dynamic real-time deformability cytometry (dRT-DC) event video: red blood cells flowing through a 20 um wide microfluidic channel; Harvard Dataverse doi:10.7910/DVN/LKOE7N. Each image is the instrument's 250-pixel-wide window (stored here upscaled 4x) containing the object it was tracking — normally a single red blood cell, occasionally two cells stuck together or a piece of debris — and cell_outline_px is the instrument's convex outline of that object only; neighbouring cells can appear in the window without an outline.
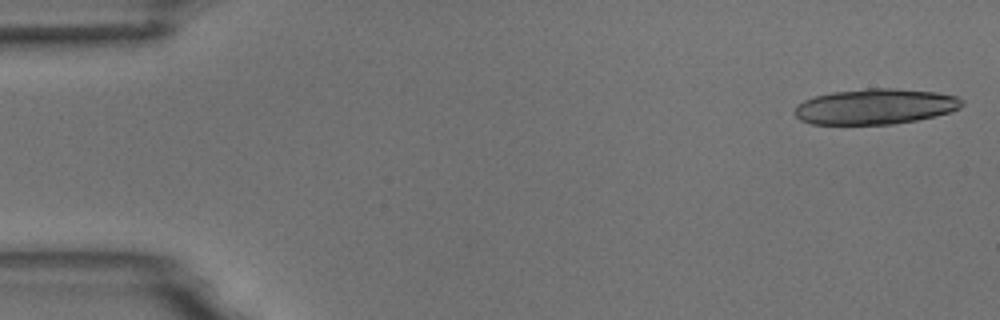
{"species": "common noctule bat (a hibernating species)", "species_latin": "Nyctalus noctula", "temperature_condition": "room temperature", "stored_images_in_passage": 14, "camera_frame_rate_fps": 3000, "um_per_image_px": 0.085, "animal": {"sex": "male", "body_mass_g": 18.8}, "frame": {"image": 1, "passage_image": 1, "time_ms": 0.0, "image_size_px": [1000, 320], "cell_outline_px": [[964, 104], [960, 108], [948, 112], [916, 120], [892, 124], [812, 124], [800, 120], [792, 112], [796, 104], [804, 100], [816, 96], [832, 92], [864, 88], [892, 88], [936, 92], [956, 96], [964, 100]], "centroid_in_image_um": [74.36, 9.05], "position_along_channel_um": 10.6, "area_um2": 34.68}}